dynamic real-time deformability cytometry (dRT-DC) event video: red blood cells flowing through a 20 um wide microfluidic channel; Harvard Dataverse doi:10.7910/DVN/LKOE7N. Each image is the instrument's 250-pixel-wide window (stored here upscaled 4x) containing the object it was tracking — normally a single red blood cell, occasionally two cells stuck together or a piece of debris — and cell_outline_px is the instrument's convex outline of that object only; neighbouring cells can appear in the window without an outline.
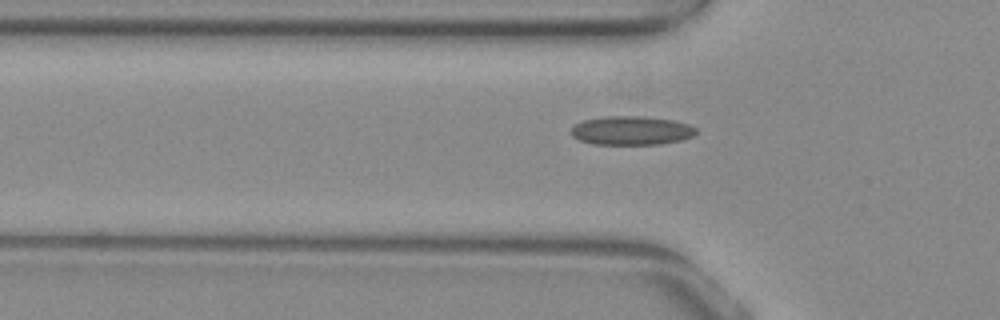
{"species": "common noctule bat (a hibernating species)", "species_latin": "Nyctalus noctula", "temperature_condition": "warm", "stored_images_in_passage": 38, "camera_frame_rate_fps": 3000, "um_per_image_px": 0.085, "animal": {"sex": "female", "body_mass_g": 29.2, "forearm_length_mm": 56.3}, "frame": {"image": 1, "passage_image": 8, "time_ms": 2.333, "image_size_px": [1000, 320], "cell_outline_px": [[696, 132], [692, 136], [680, 140], [660, 144], [592, 144], [580, 140], [572, 136], [572, 128], [576, 124], [584, 120], [604, 116], [644, 116], [672, 120], [688, 124], [696, 128]], "centroid_in_image_um": [53.66, 11.09], "position_along_channel_um": 72.1, "area_um2": 20.87}}
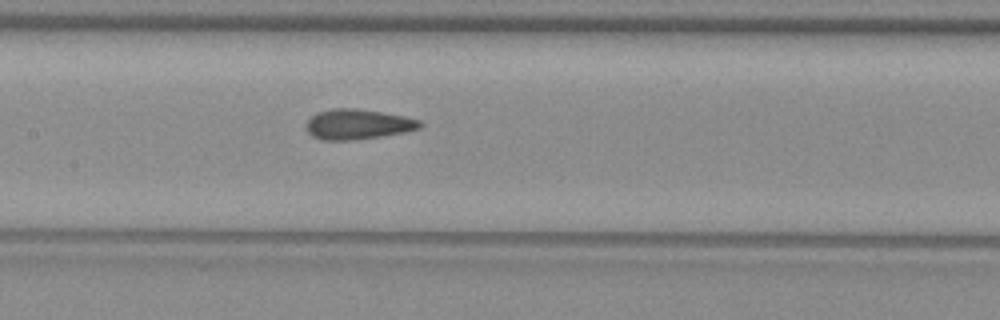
{"frame": {"image": 2, "passage_image": 16, "time_ms": 5.0, "image_size_px": [1000, 320], "cell_outline_px": [[424, 124], [420, 128], [404, 132], [380, 136], [352, 140], [320, 140], [312, 136], [304, 128], [304, 124], [312, 116], [320, 112], [332, 108], [356, 108], [384, 112], [404, 116], [420, 120]], "centroid_in_image_um": [30.4, 10.56], "position_along_channel_um": 177.0, "area_um2": 20.11}}
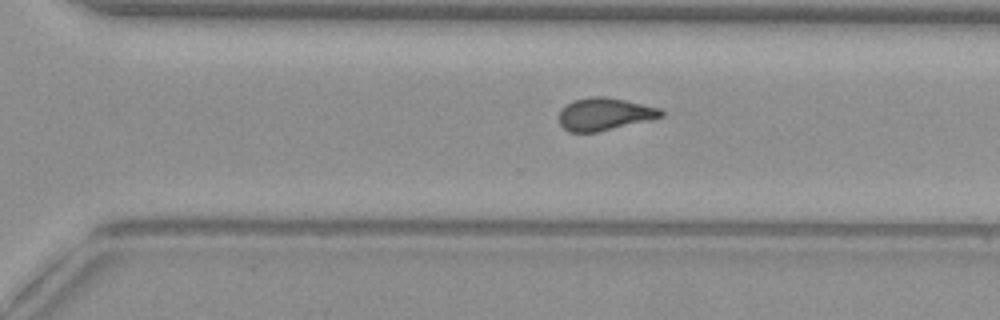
{"frame": {"image": 3, "passage_image": 27, "time_ms": 8.667, "image_size_px": [1000, 320], "cell_outline_px": [[664, 116], [600, 132], [568, 132], [560, 124], [560, 108], [572, 100], [592, 96], [604, 96], [624, 100], [660, 108], [664, 112]], "centroid_in_image_um": [51.36, 9.7], "position_along_channel_um": 319.2, "area_um2": 19.36}}